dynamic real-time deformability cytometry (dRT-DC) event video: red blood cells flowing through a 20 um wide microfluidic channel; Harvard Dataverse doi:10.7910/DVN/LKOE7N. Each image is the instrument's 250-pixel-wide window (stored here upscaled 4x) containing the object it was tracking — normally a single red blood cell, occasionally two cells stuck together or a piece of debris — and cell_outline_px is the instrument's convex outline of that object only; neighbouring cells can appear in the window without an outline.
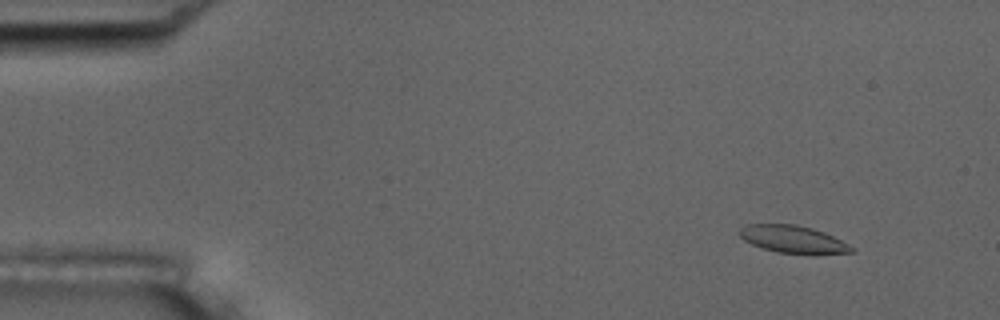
{"species": "common noctule bat (a hibernating species)", "species_latin": "Nyctalus noctula", "temperature_condition": "room temperature", "stored_images_in_passage": 54, "camera_frame_rate_fps": 3000, "um_per_image_px": 0.085, "animal": {"sex": "male", "body_mass_g": 17.5, "forearm_length_mm": 52.3}, "frame": {"image": 1, "passage_image": 5, "time_ms": 1.333, "image_size_px": [1000, 320], "cell_outline_px": [[856, 248], [852, 252], [816, 256], [812, 256], [776, 252], [752, 244], [744, 240], [736, 232], [740, 228], [748, 224], [796, 224], [812, 228], [824, 232]], "centroid_in_image_um": [67.44, 20.37], "position_along_channel_um": 17.6, "area_um2": 18.44}}
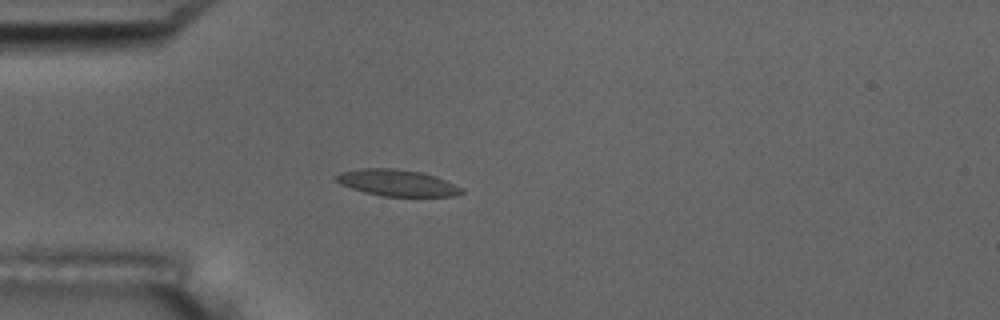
{"frame": {"image": 2, "passage_image": 15, "time_ms": 4.667, "image_size_px": [1000, 320], "cell_outline_px": [[464, 192], [452, 196], [384, 196], [364, 192], [340, 184], [332, 176], [340, 172], [360, 168], [396, 168], [420, 172], [436, 176], [464, 188]], "centroid_in_image_um": [33.74, 15.53], "position_along_channel_um": 51.3, "area_um2": 19.42}}
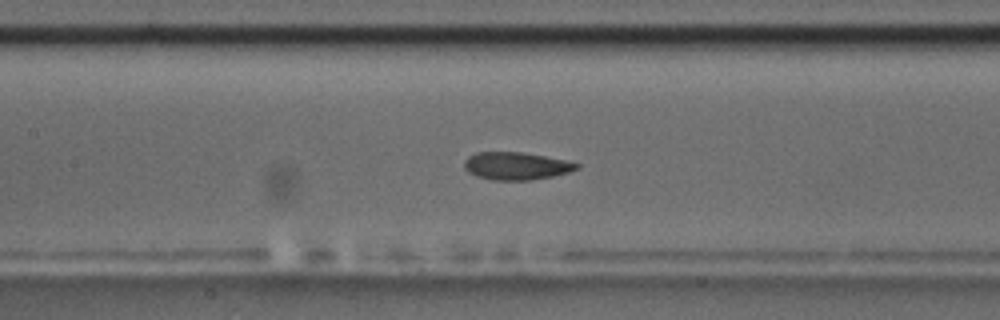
{"frame": {"image": 3, "passage_image": 25, "time_ms": 8.0, "image_size_px": [1000, 320], "cell_outline_px": [[580, 168], [568, 172], [552, 176], [532, 180], [492, 180], [476, 176], [468, 172], [464, 168], [464, 160], [468, 156], [476, 152], [520, 152], [544, 156], [564, 160], [580, 164]], "centroid_in_image_um": [43.84, 14.11], "position_along_channel_um": 163.6, "area_um2": 18.09}, "authors_computed_cell_mechanics": {"area_um2": 18.496, "velocity_mm_per_s": 3.6766, "shape_relaxation_time_tau1_ms": 4.1555, "shape_relaxation_time_tau2_ms": 2.0117, "deformation_change_tau1": 0.1323, "deformation_change_tau2": 0.062}}